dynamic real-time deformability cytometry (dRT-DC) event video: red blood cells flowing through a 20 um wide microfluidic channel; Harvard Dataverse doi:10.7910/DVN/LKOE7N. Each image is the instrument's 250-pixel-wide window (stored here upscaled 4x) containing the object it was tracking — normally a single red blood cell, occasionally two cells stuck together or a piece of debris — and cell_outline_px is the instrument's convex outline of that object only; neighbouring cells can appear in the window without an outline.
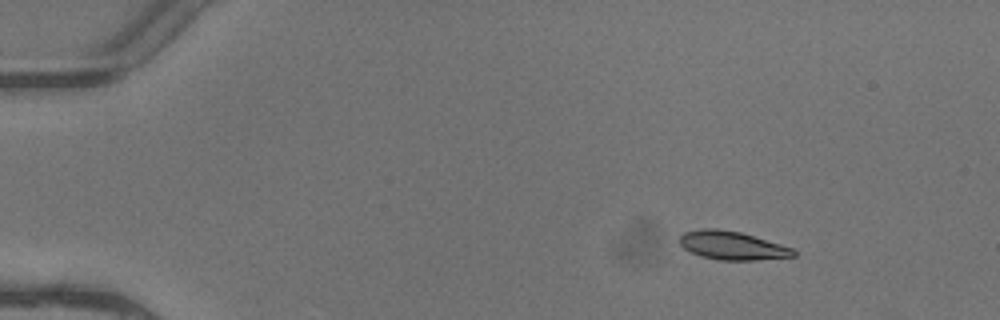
{"species": "common noctule bat (a hibernating species)", "species_latin": "Nyctalus noctula", "temperature_condition": "warm", "stored_images_in_passage": 6, "camera_frame_rate_fps": 3000, "um_per_image_px": 0.085, "animal": {"sex": "female"}, "frame": {"image": 1, "passage_image": 1, "time_ms": 0.0, "image_size_px": [1000, 320], "cell_outline_px": [[796, 256], [756, 260], [720, 260], [700, 256], [684, 248], [680, 244], [680, 236], [684, 232], [700, 228], [716, 228], [740, 232], [780, 244], [792, 248], [796, 252]], "centroid_in_image_um": [62.22, 20.87], "position_along_channel_um": 22.8, "area_um2": 18.79}}
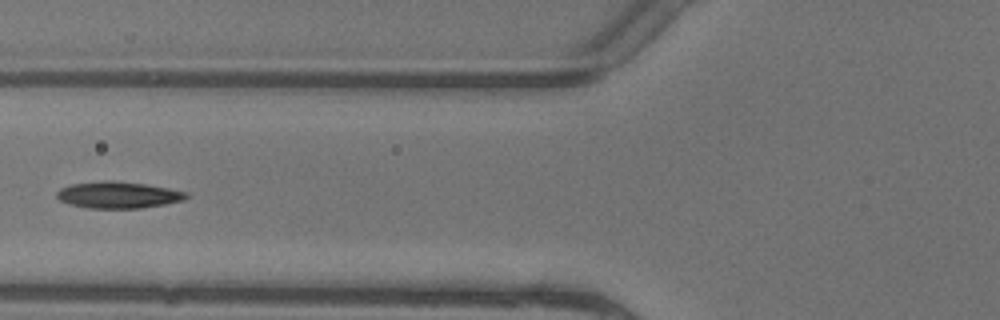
{"frame": {"image": 2, "passage_image": 5, "time_ms": 1.333, "image_size_px": [1000, 320], "cell_outline_px": [[188, 196], [184, 200], [164, 204], [140, 208], [88, 208], [72, 204], [60, 200], [56, 196], [56, 192], [60, 188], [72, 184], [108, 180], [112, 180], [144, 184], [168, 188], [188, 192]], "centroid_in_image_um": [10.05, 16.56], "position_along_channel_um": 115.7, "area_um2": 19.88}}
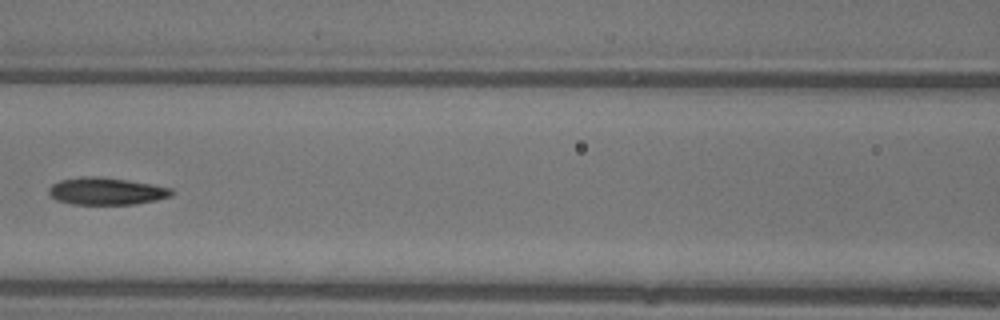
{"frame": {"image": 3, "passage_image": 6, "time_ms": 1.667, "image_size_px": [1000, 320], "cell_outline_px": [[172, 196], [156, 200], [136, 204], [72, 204], [56, 200], [48, 192], [48, 188], [52, 184], [60, 180], [84, 176], [100, 176], [128, 180], [152, 184], [172, 188]], "centroid_in_image_um": [9.03, 16.24], "position_along_channel_um": 157.6, "area_um2": 19.54}}